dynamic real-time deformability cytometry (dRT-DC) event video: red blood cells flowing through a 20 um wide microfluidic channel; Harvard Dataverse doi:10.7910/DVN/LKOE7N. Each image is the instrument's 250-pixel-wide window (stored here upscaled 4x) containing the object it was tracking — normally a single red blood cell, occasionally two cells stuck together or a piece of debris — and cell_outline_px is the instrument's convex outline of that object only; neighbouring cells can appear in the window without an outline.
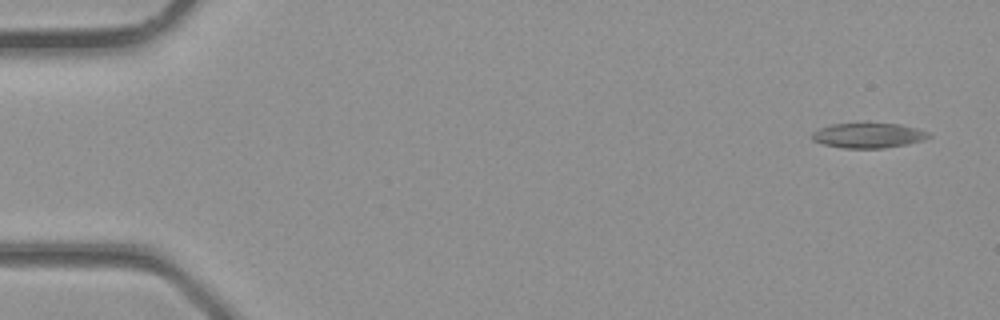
{"species": "common noctule bat (a hibernating species)", "species_latin": "Nyctalus noctula", "temperature_condition": "room temperature", "stored_images_in_passage": 4, "camera_frame_rate_fps": 3000, "um_per_image_px": 0.085, "animal": {"sex": "male", "body_mass_g": 23.1, "forearm_length_mm": 52.7}, "frame": {"image": 1, "passage_image": 1, "time_ms": 0.0, "image_size_px": [1000, 320], "cell_outline_px": [[932, 136], [924, 140], [884, 148], [840, 148], [824, 144], [812, 140], [812, 132], [820, 128], [832, 124], [900, 124], [932, 132]], "centroid_in_image_um": [73.83, 11.52], "position_along_channel_um": 11.2, "area_um2": 16.88}}